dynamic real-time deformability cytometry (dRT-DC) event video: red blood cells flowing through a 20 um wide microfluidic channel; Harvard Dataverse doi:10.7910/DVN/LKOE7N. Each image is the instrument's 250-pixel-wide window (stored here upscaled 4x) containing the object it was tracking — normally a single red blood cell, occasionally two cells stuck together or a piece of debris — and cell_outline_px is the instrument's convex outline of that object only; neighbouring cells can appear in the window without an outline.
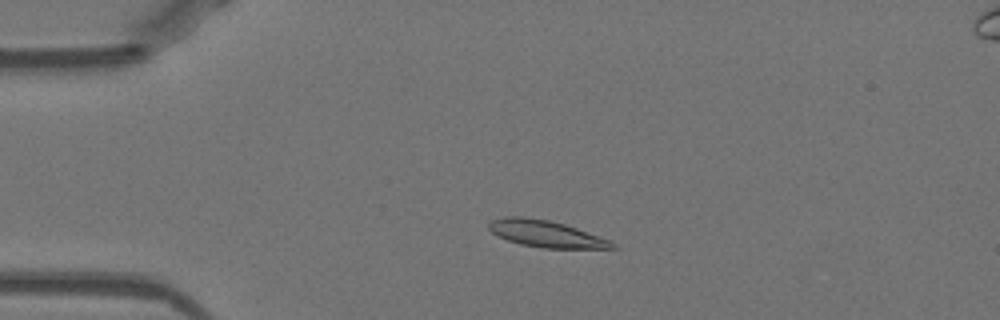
{"species": "Egyptian fruit bat (a non-hibernating species)", "species_latin": "Rousettus aegyptiacus", "temperature_condition": "warm", "stored_images_in_passage": 49, "camera_frame_rate_fps": 3000, "um_per_image_px": 0.085, "animal": {"sex": "female"}, "frame": {"image": 1, "passage_image": 9, "time_ms": 2.667, "image_size_px": [1000, 320], "cell_outline_px": [[620, 248], [540, 248], [520, 244], [508, 240], [492, 232], [488, 228], [488, 220], [504, 216], [524, 216], [548, 220], [564, 224], [576, 228], [608, 240], [616, 244]], "centroid_in_image_um": [46.35, 19.86], "position_along_channel_um": 38.7, "area_um2": 19.13}}
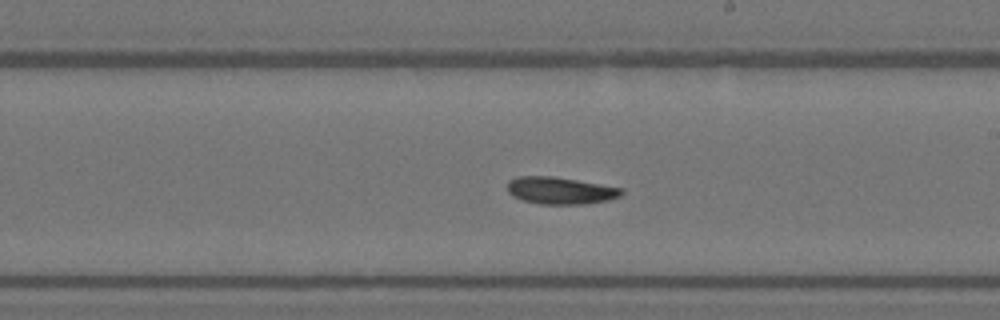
{"frame": {"image": 2, "passage_image": 27, "time_ms": 8.667, "image_size_px": [1000, 320], "cell_outline_px": [[624, 192], [620, 196], [608, 200], [584, 204], [540, 204], [524, 200], [512, 196], [508, 192], [508, 180], [516, 176], [552, 176], [624, 188]], "centroid_in_image_um": [47.62, 16.19], "position_along_channel_um": 241.4, "area_um2": 18.03}}
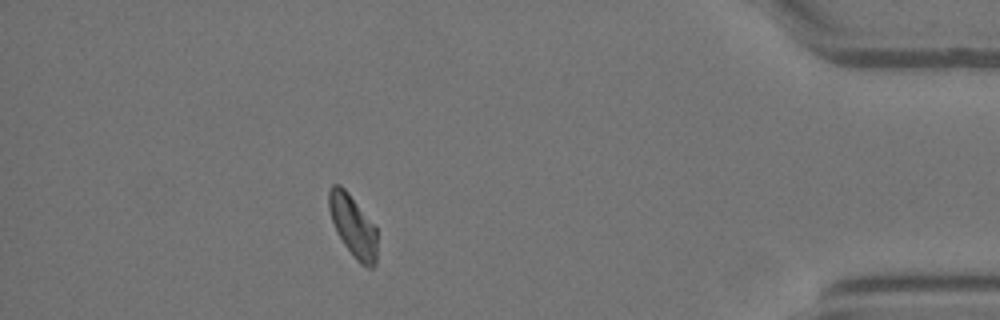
{"frame": {"image": 3, "passage_image": 43, "time_ms": 14.0, "image_size_px": [1000, 320], "cell_outline_px": [[376, 264], [372, 268], [368, 268], [360, 264], [356, 260], [344, 244], [336, 232], [328, 208], [328, 192], [332, 184], [340, 184], [348, 192], [376, 228]], "centroid_in_image_um": [29.98, 19.21], "position_along_channel_um": 405.2, "area_um2": 17.28}, "authors_computed_cell_mechanics": {"area_um2": 18.0336, "velocity_mm_per_s": 3.9447, "shape_relaxation_time_tau1_ms": 4.0999, "shape_relaxation_time_tau2_ms": null, "deformation_change_tau1": 0.1233, "deformation_change_tau2": null}}